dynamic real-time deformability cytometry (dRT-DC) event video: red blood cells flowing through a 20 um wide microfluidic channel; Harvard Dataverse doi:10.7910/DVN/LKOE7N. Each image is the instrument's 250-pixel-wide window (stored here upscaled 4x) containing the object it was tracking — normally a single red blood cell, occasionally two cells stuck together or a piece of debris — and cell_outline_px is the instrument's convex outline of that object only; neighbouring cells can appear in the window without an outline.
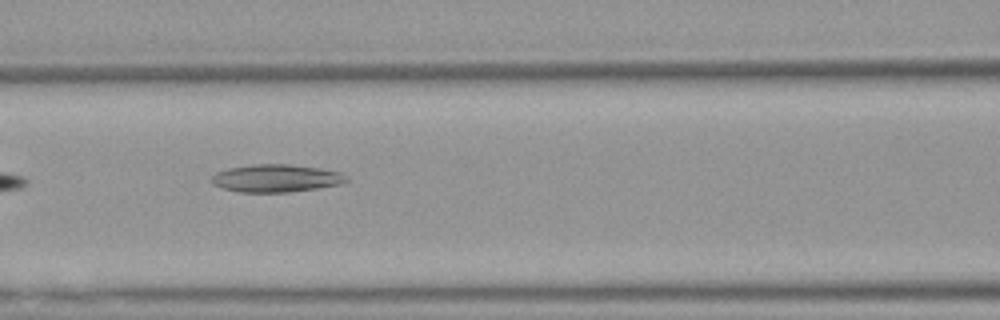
{"species": "Egyptian fruit bat (a non-hibernating species)", "species_latin": "Rousettus aegyptiacus", "temperature_condition": "warm", "stored_images_in_passage": 38, "camera_frame_rate_fps": 3000, "um_per_image_px": 0.085, "animal": {"sex": "female"}, "frame": {"image": 1, "passage_image": 9, "time_ms": 2.667, "image_size_px": [1000, 320], "cell_outline_px": [[348, 180], [340, 184], [316, 188], [288, 192], [240, 192], [220, 188], [212, 184], [212, 176], [216, 172], [228, 168], [252, 164], [288, 164], [320, 168], [340, 172], [348, 176]], "centroid_in_image_um": [23.44, 15.15], "position_along_channel_um": 143.2, "area_um2": 21.79}}
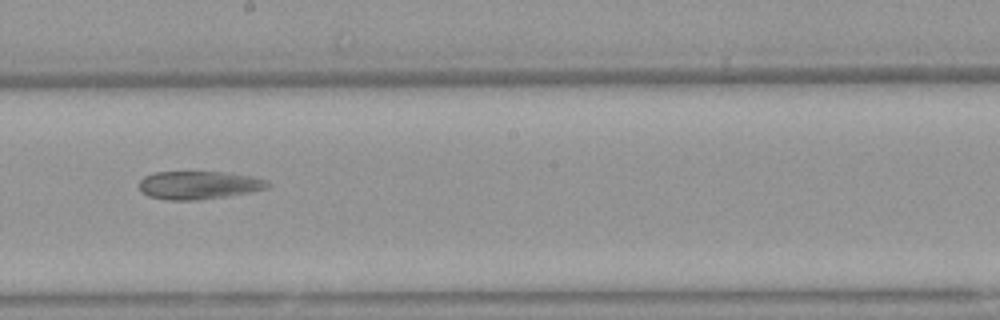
{"frame": {"image": 2, "passage_image": 16, "time_ms": 5.0, "image_size_px": [1000, 320], "cell_outline_px": [[272, 184], [268, 188], [252, 192], [228, 196], [200, 200], [168, 200], [148, 196], [140, 192], [140, 180], [144, 176], [156, 172], [224, 172], [252, 176], [264, 180]], "centroid_in_image_um": [16.9, 15.74], "position_along_channel_um": 231.3, "area_um2": 21.21}}
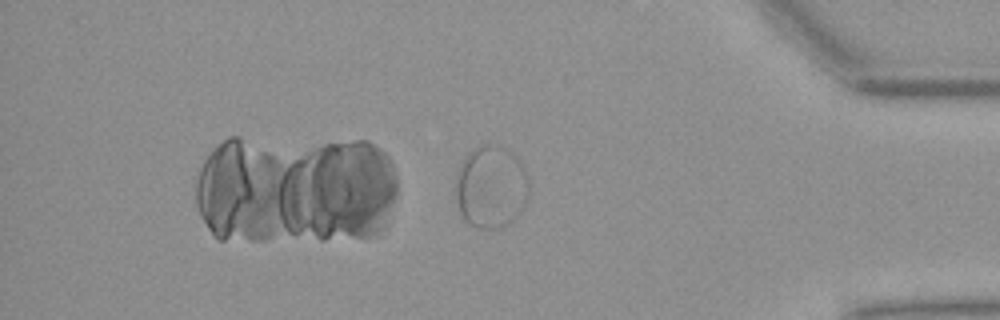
{"frame": {"image": 3, "passage_image": 31, "time_ms": 10.0, "image_size_px": [1000, 320], "cell_outline_px": [[528, 196], [524, 208], [508, 224], [500, 228], [480, 228], [468, 224], [460, 216], [456, 200], [456, 172], [464, 156], [472, 148], [480, 144], [496, 144], [508, 148], [520, 160], [528, 176]], "centroid_in_image_um": [41.72, 15.86], "position_along_channel_um": 393.5, "area_um2": 36.07}}